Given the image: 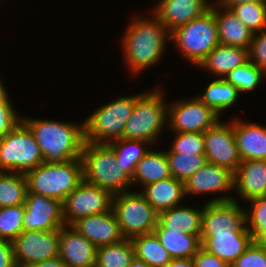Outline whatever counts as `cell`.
<instances>
[{"label":"cell","instance_id":"cell-1","mask_svg":"<svg viewBox=\"0 0 266 267\" xmlns=\"http://www.w3.org/2000/svg\"><path fill=\"white\" fill-rule=\"evenodd\" d=\"M22 121L34 134L45 163H64L81 158L85 143L84 124L78 126L76 123L23 117Z\"/></svg>","mask_w":266,"mask_h":267},{"label":"cell","instance_id":"cell-2","mask_svg":"<svg viewBox=\"0 0 266 267\" xmlns=\"http://www.w3.org/2000/svg\"><path fill=\"white\" fill-rule=\"evenodd\" d=\"M143 19L134 17L122 39L126 62L134 74L158 62L165 51L166 38H171V32L155 16Z\"/></svg>","mask_w":266,"mask_h":267},{"label":"cell","instance_id":"cell-3","mask_svg":"<svg viewBox=\"0 0 266 267\" xmlns=\"http://www.w3.org/2000/svg\"><path fill=\"white\" fill-rule=\"evenodd\" d=\"M83 181L99 186L112 195L126 192L131 177L118 168L114 149L109 144L85 141L81 153Z\"/></svg>","mask_w":266,"mask_h":267},{"label":"cell","instance_id":"cell-4","mask_svg":"<svg viewBox=\"0 0 266 267\" xmlns=\"http://www.w3.org/2000/svg\"><path fill=\"white\" fill-rule=\"evenodd\" d=\"M28 192L63 200L83 181L81 158L45 163L26 172Z\"/></svg>","mask_w":266,"mask_h":267},{"label":"cell","instance_id":"cell-5","mask_svg":"<svg viewBox=\"0 0 266 267\" xmlns=\"http://www.w3.org/2000/svg\"><path fill=\"white\" fill-rule=\"evenodd\" d=\"M140 95L123 96L96 109L83 122L85 141L109 144L122 139L126 121L131 116L136 99Z\"/></svg>","mask_w":266,"mask_h":267},{"label":"cell","instance_id":"cell-6","mask_svg":"<svg viewBox=\"0 0 266 267\" xmlns=\"http://www.w3.org/2000/svg\"><path fill=\"white\" fill-rule=\"evenodd\" d=\"M160 89L142 93L135 102L131 116L126 121L122 138L152 143L166 124L168 106H165Z\"/></svg>","mask_w":266,"mask_h":267},{"label":"cell","instance_id":"cell-7","mask_svg":"<svg viewBox=\"0 0 266 267\" xmlns=\"http://www.w3.org/2000/svg\"><path fill=\"white\" fill-rule=\"evenodd\" d=\"M171 40L182 51L185 59L199 64L219 44V33L214 11L203 15L171 32Z\"/></svg>","mask_w":266,"mask_h":267},{"label":"cell","instance_id":"cell-8","mask_svg":"<svg viewBox=\"0 0 266 267\" xmlns=\"http://www.w3.org/2000/svg\"><path fill=\"white\" fill-rule=\"evenodd\" d=\"M43 162L34 134L22 120L0 139V172L25 174Z\"/></svg>","mask_w":266,"mask_h":267},{"label":"cell","instance_id":"cell-9","mask_svg":"<svg viewBox=\"0 0 266 267\" xmlns=\"http://www.w3.org/2000/svg\"><path fill=\"white\" fill-rule=\"evenodd\" d=\"M111 209L125 239L152 233L158 223V213L141 192L127 190L113 195Z\"/></svg>","mask_w":266,"mask_h":267},{"label":"cell","instance_id":"cell-10","mask_svg":"<svg viewBox=\"0 0 266 267\" xmlns=\"http://www.w3.org/2000/svg\"><path fill=\"white\" fill-rule=\"evenodd\" d=\"M112 199L109 191L82 181L62 202L65 225L71 226L80 218L110 211Z\"/></svg>","mask_w":266,"mask_h":267},{"label":"cell","instance_id":"cell-11","mask_svg":"<svg viewBox=\"0 0 266 267\" xmlns=\"http://www.w3.org/2000/svg\"><path fill=\"white\" fill-rule=\"evenodd\" d=\"M60 229L23 231L13 241L17 267L59 257Z\"/></svg>","mask_w":266,"mask_h":267},{"label":"cell","instance_id":"cell-12","mask_svg":"<svg viewBox=\"0 0 266 267\" xmlns=\"http://www.w3.org/2000/svg\"><path fill=\"white\" fill-rule=\"evenodd\" d=\"M168 107L167 124L174 132L204 133L220 120V116L197 97Z\"/></svg>","mask_w":266,"mask_h":267},{"label":"cell","instance_id":"cell-13","mask_svg":"<svg viewBox=\"0 0 266 267\" xmlns=\"http://www.w3.org/2000/svg\"><path fill=\"white\" fill-rule=\"evenodd\" d=\"M23 231H51L65 226L62 202L27 192Z\"/></svg>","mask_w":266,"mask_h":267},{"label":"cell","instance_id":"cell-14","mask_svg":"<svg viewBox=\"0 0 266 267\" xmlns=\"http://www.w3.org/2000/svg\"><path fill=\"white\" fill-rule=\"evenodd\" d=\"M205 156L209 163L225 167L236 172L241 163L234 135L233 122H218L204 132Z\"/></svg>","mask_w":266,"mask_h":267},{"label":"cell","instance_id":"cell-15","mask_svg":"<svg viewBox=\"0 0 266 267\" xmlns=\"http://www.w3.org/2000/svg\"><path fill=\"white\" fill-rule=\"evenodd\" d=\"M245 212L232 196L212 199L203 208L201 235H214V232L228 229H247Z\"/></svg>","mask_w":266,"mask_h":267},{"label":"cell","instance_id":"cell-16","mask_svg":"<svg viewBox=\"0 0 266 267\" xmlns=\"http://www.w3.org/2000/svg\"><path fill=\"white\" fill-rule=\"evenodd\" d=\"M201 247L217 256L229 266L246 250L253 241L248 229H228L214 232V235H201Z\"/></svg>","mask_w":266,"mask_h":267},{"label":"cell","instance_id":"cell-17","mask_svg":"<svg viewBox=\"0 0 266 267\" xmlns=\"http://www.w3.org/2000/svg\"><path fill=\"white\" fill-rule=\"evenodd\" d=\"M71 227L97 248L118 243L124 239L112 209L101 214L80 218Z\"/></svg>","mask_w":266,"mask_h":267},{"label":"cell","instance_id":"cell-18","mask_svg":"<svg viewBox=\"0 0 266 267\" xmlns=\"http://www.w3.org/2000/svg\"><path fill=\"white\" fill-rule=\"evenodd\" d=\"M96 253L97 247L82 234L78 233L74 228L69 225L61 227L59 258L67 267L94 266L96 262Z\"/></svg>","mask_w":266,"mask_h":267},{"label":"cell","instance_id":"cell-19","mask_svg":"<svg viewBox=\"0 0 266 267\" xmlns=\"http://www.w3.org/2000/svg\"><path fill=\"white\" fill-rule=\"evenodd\" d=\"M211 7L207 0H161L154 16L170 31L203 15Z\"/></svg>","mask_w":266,"mask_h":267},{"label":"cell","instance_id":"cell-20","mask_svg":"<svg viewBox=\"0 0 266 267\" xmlns=\"http://www.w3.org/2000/svg\"><path fill=\"white\" fill-rule=\"evenodd\" d=\"M234 172L206 163L184 182L185 195L229 191L234 188Z\"/></svg>","mask_w":266,"mask_h":267},{"label":"cell","instance_id":"cell-21","mask_svg":"<svg viewBox=\"0 0 266 267\" xmlns=\"http://www.w3.org/2000/svg\"><path fill=\"white\" fill-rule=\"evenodd\" d=\"M234 188L247 201L266 196V160L241 161L234 173Z\"/></svg>","mask_w":266,"mask_h":267},{"label":"cell","instance_id":"cell-22","mask_svg":"<svg viewBox=\"0 0 266 267\" xmlns=\"http://www.w3.org/2000/svg\"><path fill=\"white\" fill-rule=\"evenodd\" d=\"M238 153L244 160H266V128L256 123L233 121Z\"/></svg>","mask_w":266,"mask_h":267},{"label":"cell","instance_id":"cell-23","mask_svg":"<svg viewBox=\"0 0 266 267\" xmlns=\"http://www.w3.org/2000/svg\"><path fill=\"white\" fill-rule=\"evenodd\" d=\"M215 4L216 3H211L210 8L215 14L219 33V43L249 49L254 34L229 8H221V10H224V12L221 13L219 5Z\"/></svg>","mask_w":266,"mask_h":267},{"label":"cell","instance_id":"cell-24","mask_svg":"<svg viewBox=\"0 0 266 267\" xmlns=\"http://www.w3.org/2000/svg\"><path fill=\"white\" fill-rule=\"evenodd\" d=\"M143 188L142 194L158 214L178 206L185 196L184 182L173 177L150 183Z\"/></svg>","mask_w":266,"mask_h":267},{"label":"cell","instance_id":"cell-25","mask_svg":"<svg viewBox=\"0 0 266 267\" xmlns=\"http://www.w3.org/2000/svg\"><path fill=\"white\" fill-rule=\"evenodd\" d=\"M248 60V49L219 43L198 67L205 68L210 73L224 78L229 72L243 65Z\"/></svg>","mask_w":266,"mask_h":267},{"label":"cell","instance_id":"cell-26","mask_svg":"<svg viewBox=\"0 0 266 267\" xmlns=\"http://www.w3.org/2000/svg\"><path fill=\"white\" fill-rule=\"evenodd\" d=\"M153 233L172 259L193 258L201 248V239L198 235L186 234L175 229H165L159 223Z\"/></svg>","mask_w":266,"mask_h":267},{"label":"cell","instance_id":"cell-27","mask_svg":"<svg viewBox=\"0 0 266 267\" xmlns=\"http://www.w3.org/2000/svg\"><path fill=\"white\" fill-rule=\"evenodd\" d=\"M203 208L174 206L158 214V223L165 229H175L186 234L201 236Z\"/></svg>","mask_w":266,"mask_h":267},{"label":"cell","instance_id":"cell-28","mask_svg":"<svg viewBox=\"0 0 266 267\" xmlns=\"http://www.w3.org/2000/svg\"><path fill=\"white\" fill-rule=\"evenodd\" d=\"M170 177L172 176L165 151L148 150L144 157L137 163L131 181L132 185L138 182L145 187L150 183L165 180Z\"/></svg>","mask_w":266,"mask_h":267},{"label":"cell","instance_id":"cell-29","mask_svg":"<svg viewBox=\"0 0 266 267\" xmlns=\"http://www.w3.org/2000/svg\"><path fill=\"white\" fill-rule=\"evenodd\" d=\"M198 97L207 107L213 109L219 116L223 110L228 109L238 99L240 92L224 78H218L211 82Z\"/></svg>","mask_w":266,"mask_h":267},{"label":"cell","instance_id":"cell-30","mask_svg":"<svg viewBox=\"0 0 266 267\" xmlns=\"http://www.w3.org/2000/svg\"><path fill=\"white\" fill-rule=\"evenodd\" d=\"M131 240L135 248V257L151 267H166L172 260L153 232L135 236Z\"/></svg>","mask_w":266,"mask_h":267},{"label":"cell","instance_id":"cell-31","mask_svg":"<svg viewBox=\"0 0 266 267\" xmlns=\"http://www.w3.org/2000/svg\"><path fill=\"white\" fill-rule=\"evenodd\" d=\"M146 143L149 144V142L146 141L126 138L109 143L115 151L118 168L127 173L131 178L134 174L137 163L148 152V149L142 147L143 144L146 145Z\"/></svg>","mask_w":266,"mask_h":267},{"label":"cell","instance_id":"cell-32","mask_svg":"<svg viewBox=\"0 0 266 267\" xmlns=\"http://www.w3.org/2000/svg\"><path fill=\"white\" fill-rule=\"evenodd\" d=\"M135 257V248L131 239H123L114 244L97 248V267H129Z\"/></svg>","mask_w":266,"mask_h":267},{"label":"cell","instance_id":"cell-33","mask_svg":"<svg viewBox=\"0 0 266 267\" xmlns=\"http://www.w3.org/2000/svg\"><path fill=\"white\" fill-rule=\"evenodd\" d=\"M27 192V180L24 174L0 172V208L23 205Z\"/></svg>","mask_w":266,"mask_h":267},{"label":"cell","instance_id":"cell-34","mask_svg":"<svg viewBox=\"0 0 266 267\" xmlns=\"http://www.w3.org/2000/svg\"><path fill=\"white\" fill-rule=\"evenodd\" d=\"M170 174L173 178L185 182L191 175L198 171L202 166L208 163L205 154H180L172 150L165 151Z\"/></svg>","mask_w":266,"mask_h":267},{"label":"cell","instance_id":"cell-35","mask_svg":"<svg viewBox=\"0 0 266 267\" xmlns=\"http://www.w3.org/2000/svg\"><path fill=\"white\" fill-rule=\"evenodd\" d=\"M229 9L253 34L266 29V2H243Z\"/></svg>","mask_w":266,"mask_h":267},{"label":"cell","instance_id":"cell-36","mask_svg":"<svg viewBox=\"0 0 266 267\" xmlns=\"http://www.w3.org/2000/svg\"><path fill=\"white\" fill-rule=\"evenodd\" d=\"M266 73L250 60L243 65L236 67L229 72L224 79L233 84L239 92H249L254 90L261 82Z\"/></svg>","mask_w":266,"mask_h":267},{"label":"cell","instance_id":"cell-37","mask_svg":"<svg viewBox=\"0 0 266 267\" xmlns=\"http://www.w3.org/2000/svg\"><path fill=\"white\" fill-rule=\"evenodd\" d=\"M25 205L0 208V239L13 241L23 232Z\"/></svg>","mask_w":266,"mask_h":267},{"label":"cell","instance_id":"cell-38","mask_svg":"<svg viewBox=\"0 0 266 267\" xmlns=\"http://www.w3.org/2000/svg\"><path fill=\"white\" fill-rule=\"evenodd\" d=\"M250 210L245 212L246 227L253 241H257L266 232V196L248 200Z\"/></svg>","mask_w":266,"mask_h":267},{"label":"cell","instance_id":"cell-39","mask_svg":"<svg viewBox=\"0 0 266 267\" xmlns=\"http://www.w3.org/2000/svg\"><path fill=\"white\" fill-rule=\"evenodd\" d=\"M171 150L180 154H205L204 133L176 132Z\"/></svg>","mask_w":266,"mask_h":267},{"label":"cell","instance_id":"cell-40","mask_svg":"<svg viewBox=\"0 0 266 267\" xmlns=\"http://www.w3.org/2000/svg\"><path fill=\"white\" fill-rule=\"evenodd\" d=\"M230 267H266V250L252 241Z\"/></svg>","mask_w":266,"mask_h":267},{"label":"cell","instance_id":"cell-41","mask_svg":"<svg viewBox=\"0 0 266 267\" xmlns=\"http://www.w3.org/2000/svg\"><path fill=\"white\" fill-rule=\"evenodd\" d=\"M8 98L7 92L0 98V139L22 120L15 113Z\"/></svg>","mask_w":266,"mask_h":267},{"label":"cell","instance_id":"cell-42","mask_svg":"<svg viewBox=\"0 0 266 267\" xmlns=\"http://www.w3.org/2000/svg\"><path fill=\"white\" fill-rule=\"evenodd\" d=\"M255 33L248 49L249 60L266 73V30Z\"/></svg>","mask_w":266,"mask_h":267},{"label":"cell","instance_id":"cell-43","mask_svg":"<svg viewBox=\"0 0 266 267\" xmlns=\"http://www.w3.org/2000/svg\"><path fill=\"white\" fill-rule=\"evenodd\" d=\"M194 267H230L217 256L207 252L202 247L192 258Z\"/></svg>","mask_w":266,"mask_h":267},{"label":"cell","instance_id":"cell-44","mask_svg":"<svg viewBox=\"0 0 266 267\" xmlns=\"http://www.w3.org/2000/svg\"><path fill=\"white\" fill-rule=\"evenodd\" d=\"M0 267H17L11 241L0 239Z\"/></svg>","mask_w":266,"mask_h":267},{"label":"cell","instance_id":"cell-45","mask_svg":"<svg viewBox=\"0 0 266 267\" xmlns=\"http://www.w3.org/2000/svg\"><path fill=\"white\" fill-rule=\"evenodd\" d=\"M20 267H67V266L59 257H57L43 262H37Z\"/></svg>","mask_w":266,"mask_h":267},{"label":"cell","instance_id":"cell-46","mask_svg":"<svg viewBox=\"0 0 266 267\" xmlns=\"http://www.w3.org/2000/svg\"><path fill=\"white\" fill-rule=\"evenodd\" d=\"M166 267H194L192 258L172 259Z\"/></svg>","mask_w":266,"mask_h":267},{"label":"cell","instance_id":"cell-47","mask_svg":"<svg viewBox=\"0 0 266 267\" xmlns=\"http://www.w3.org/2000/svg\"><path fill=\"white\" fill-rule=\"evenodd\" d=\"M243 2H266V0H220L217 2V5L220 8H229L230 6Z\"/></svg>","mask_w":266,"mask_h":267},{"label":"cell","instance_id":"cell-48","mask_svg":"<svg viewBox=\"0 0 266 267\" xmlns=\"http://www.w3.org/2000/svg\"><path fill=\"white\" fill-rule=\"evenodd\" d=\"M129 267H151V266H149L144 261L139 260L136 257H134V259L131 261Z\"/></svg>","mask_w":266,"mask_h":267},{"label":"cell","instance_id":"cell-49","mask_svg":"<svg viewBox=\"0 0 266 267\" xmlns=\"http://www.w3.org/2000/svg\"><path fill=\"white\" fill-rule=\"evenodd\" d=\"M256 242L266 250V232Z\"/></svg>","mask_w":266,"mask_h":267},{"label":"cell","instance_id":"cell-50","mask_svg":"<svg viewBox=\"0 0 266 267\" xmlns=\"http://www.w3.org/2000/svg\"><path fill=\"white\" fill-rule=\"evenodd\" d=\"M1 82L0 80V98L6 93V89Z\"/></svg>","mask_w":266,"mask_h":267}]
</instances>
